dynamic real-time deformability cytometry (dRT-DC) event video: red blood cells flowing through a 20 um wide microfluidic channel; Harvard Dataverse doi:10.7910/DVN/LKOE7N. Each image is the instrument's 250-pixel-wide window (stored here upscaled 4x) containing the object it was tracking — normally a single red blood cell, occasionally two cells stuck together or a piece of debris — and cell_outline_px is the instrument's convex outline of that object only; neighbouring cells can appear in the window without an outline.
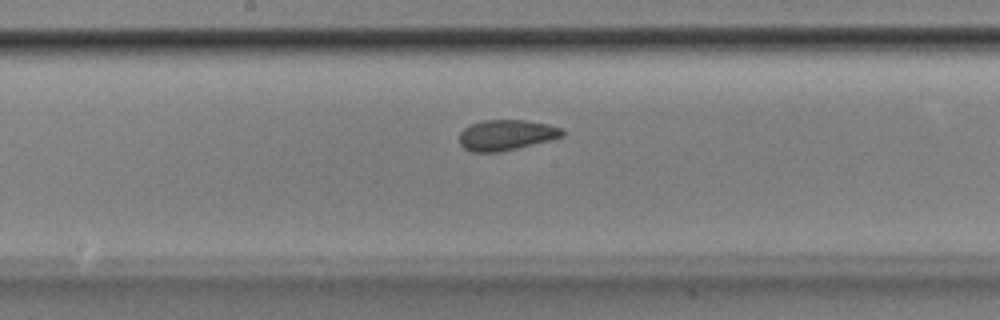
{"species": "Egyptian fruit bat (a non-hibernating species)", "species_latin": "Rousettus aegyptiacus", "temperature_condition": "room temperature", "stored_images_in_passage": 53, "camera_frame_rate_fps": 3000, "um_per_image_px": 0.085, "animal": {"sex": "male"}, "frame": {"image": 1, "passage_image": 28, "time_ms": 9.0, "image_size_px": [1000, 320], "cell_outline_px": [[564, 136], [500, 152], [472, 152], [464, 148], [460, 144], [460, 132], [464, 128], [472, 124], [484, 120], [524, 120], [548, 124], [560, 128], [564, 132]], "centroid_in_image_um": [43.0, 11.47], "position_along_channel_um": 205.2, "area_um2": 18.09}}
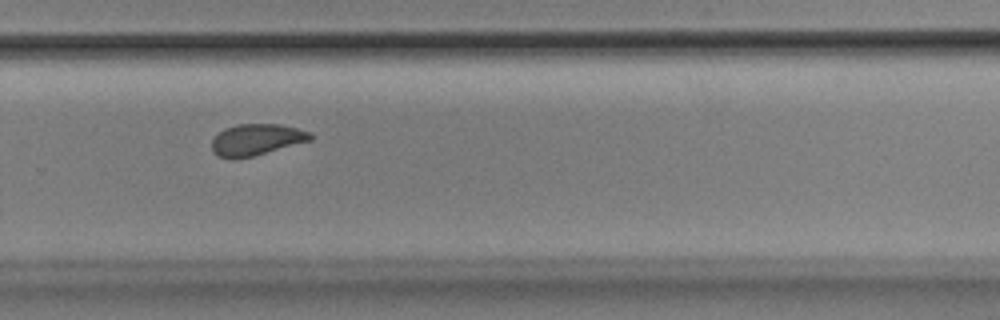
{"frame": {"image": 2, "passage_image": 36, "time_ms": 11.667, "image_size_px": [1000, 320], "cell_outline_px": [[312, 140], [252, 156], [220, 156], [212, 152], [212, 140], [224, 128], [236, 124], [280, 124], [312, 132]], "centroid_in_image_um": [21.84, 11.83], "position_along_channel_um": 308.0, "area_um2": 17.57}}
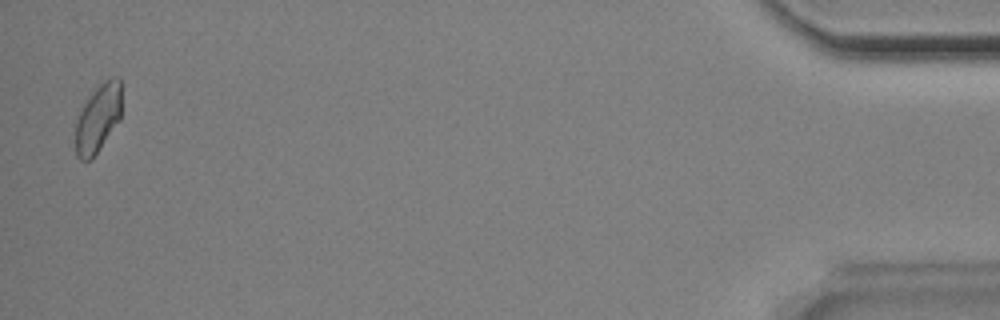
{"frame": {"image": 3, "passage_image": 52, "time_ms": 17.0, "image_size_px": [1000, 320], "cell_outline_px": [[120, 120], [92, 160], [80, 160], [76, 156], [76, 124], [80, 112], [88, 96], [108, 76], [116, 76], [120, 80]], "centroid_in_image_um": [8.34, 10.05], "position_along_channel_um": 426.9, "area_um2": 18.26}, "authors_computed_cell_mechanics": {"area_um2": 18.6116, "velocity_mm_per_s": 3.8785, "shape_relaxation_time_tau1_ms": null, "shape_relaxation_time_tau2_ms": 1.5932, "deformation_change_tau1": null, "deformation_change_tau2": 0.0464}}